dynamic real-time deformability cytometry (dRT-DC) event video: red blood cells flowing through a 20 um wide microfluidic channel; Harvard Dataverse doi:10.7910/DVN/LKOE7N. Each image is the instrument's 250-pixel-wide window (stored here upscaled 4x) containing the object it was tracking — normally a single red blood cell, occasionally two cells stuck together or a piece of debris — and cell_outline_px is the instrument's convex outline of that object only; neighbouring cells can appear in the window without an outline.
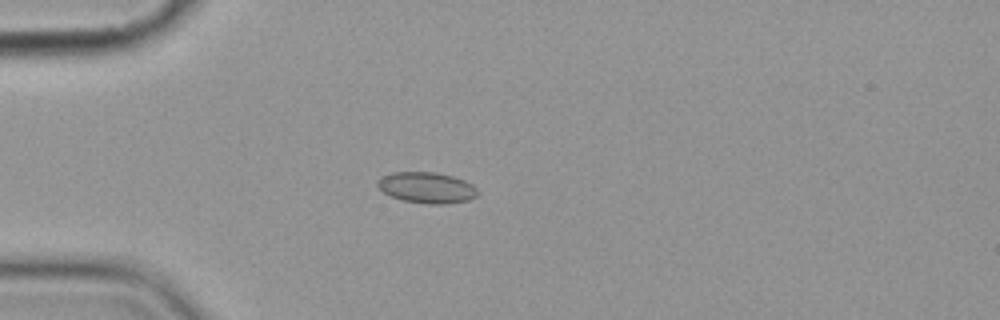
{"species": "common noctule bat (a hibernating species)", "species_latin": "Nyctalus noctula", "temperature_condition": "cold", "stored_images_in_passage": 9, "camera_frame_rate_fps": 3000, "um_per_image_px": 0.085, "animal": {"sex": "female", "body_mass_g": 19.9}, "frame": {"image": 1, "passage_image": 4, "time_ms": 3.667, "image_size_px": [1000, 320], "cell_outline_px": [[480, 192], [476, 196], [468, 200], [444, 204], [432, 204], [404, 200], [392, 196], [384, 192], [376, 184], [376, 180], [392, 172], [436, 172], [452, 176], [464, 180], [472, 184]], "centroid_in_image_um": [36.3, 15.94], "position_along_channel_um": 48.7, "area_um2": 17.92}}
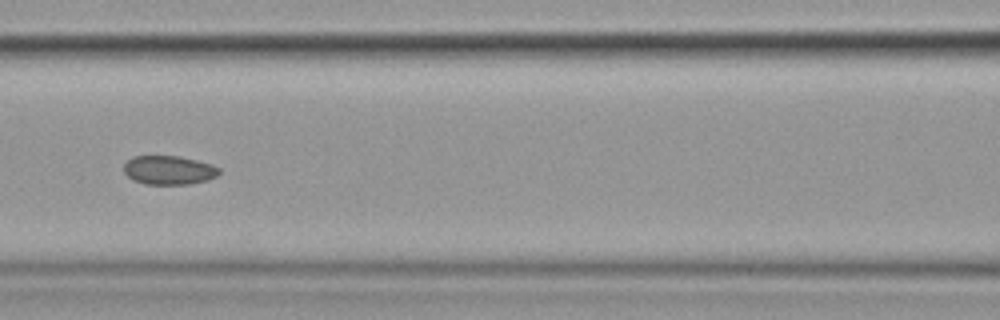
{"frame": {"image": 2, "passage_image": 7, "time_ms": 7.0, "image_size_px": [1000, 320], "cell_outline_px": [[220, 172], [216, 176], [208, 180], [188, 184], [144, 184], [132, 180], [124, 172], [124, 164], [132, 156], [180, 156], [212, 164], [220, 168]], "centroid_in_image_um": [14.35, 14.46], "position_along_channel_um": 152.2, "area_um2": 16.13}}
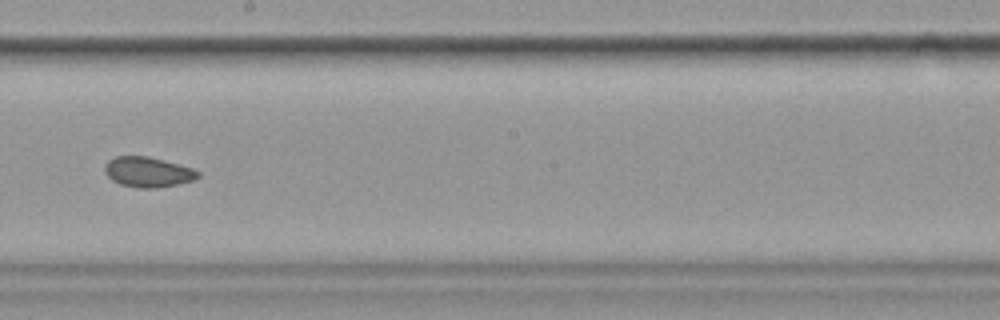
{"frame": {"image": 3, "passage_image": 9, "time_ms": 9.333, "image_size_px": [1000, 320], "cell_outline_px": [[200, 176], [192, 180], [176, 184], [156, 188], [140, 188], [120, 184], [112, 180], [104, 172], [104, 164], [108, 160], [116, 156], [148, 156], [164, 160], [192, 168], [200, 172]], "centroid_in_image_um": [12.54, 14.61], "position_along_channel_um": 235.7, "area_um2": 16.36}}